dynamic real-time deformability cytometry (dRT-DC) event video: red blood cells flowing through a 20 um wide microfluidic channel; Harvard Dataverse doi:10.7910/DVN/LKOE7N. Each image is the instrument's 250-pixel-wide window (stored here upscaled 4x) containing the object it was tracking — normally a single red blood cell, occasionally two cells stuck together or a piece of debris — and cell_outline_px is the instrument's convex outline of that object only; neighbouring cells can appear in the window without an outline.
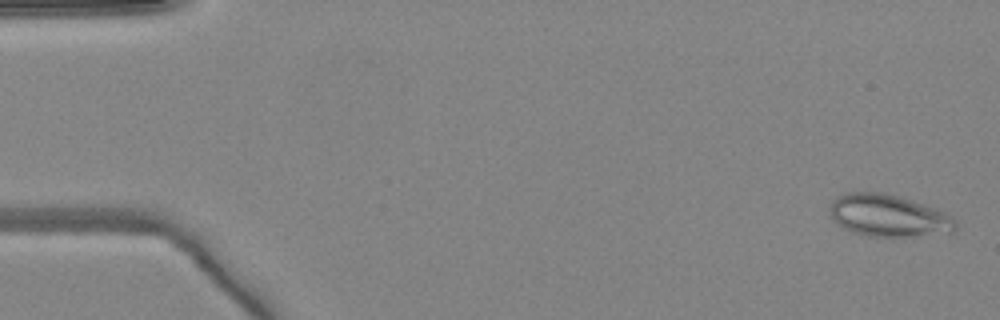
{"species": "common noctule bat (a hibernating species)", "species_latin": "Nyctalus noctula", "temperature_condition": "warm", "stored_images_in_passage": 47, "camera_frame_rate_fps": 3000, "um_per_image_px": 0.085, "animal": {"sex": "female", "body_mass_g": 24.6, "forearm_length_mm": 56.2}, "frame": {"image": 1, "passage_image": 2, "time_ms": 0.333, "image_size_px": [1000, 320], "cell_outline_px": [[956, 232], [920, 236], [868, 236], [852, 232], [844, 228], [832, 216], [828, 208], [832, 200], [836, 196], [844, 192], [884, 192], [904, 196], [936, 208], [944, 212], [956, 220]], "centroid_in_image_um": [75.55, 18.31], "position_along_channel_um": 9.5, "area_um2": 31.33}}
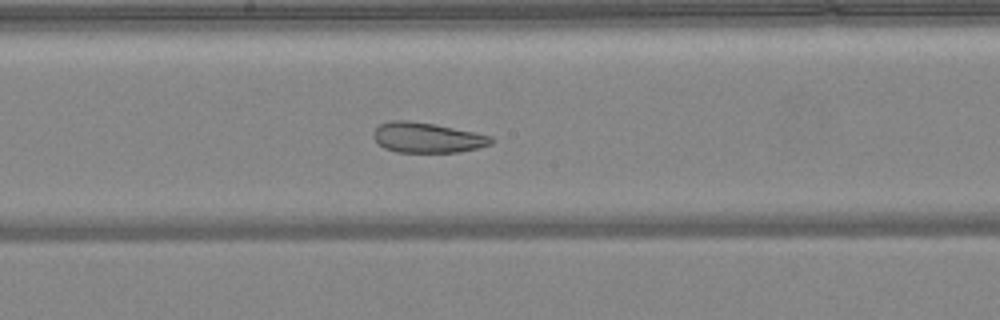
{"frame": {"image": 2, "passage_image": 27, "time_ms": 8.667, "image_size_px": [1000, 320], "cell_outline_px": [[496, 140], [492, 144], [460, 152], [396, 152], [384, 148], [372, 136], [372, 132], [380, 124], [388, 120], [408, 120], [432, 124], [476, 132], [492, 136]], "centroid_in_image_um": [36.32, 11.69], "position_along_channel_um": 211.9, "area_um2": 20.81}}
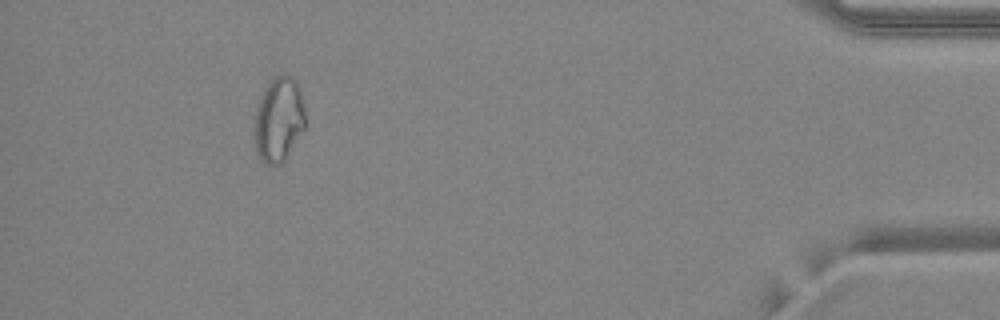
{"frame": {"image": 3, "passage_image": 43, "time_ms": 14.0, "image_size_px": [1000, 320], "cell_outline_px": [[304, 128], [284, 160], [280, 164], [264, 164], [256, 152], [252, 136], [252, 124], [256, 108], [264, 88], [268, 80], [284, 72], [292, 76], [296, 80], [300, 88], [304, 104]], "centroid_in_image_um": [23.64, 10.12], "position_along_channel_um": 411.6, "area_um2": 25.78}, "authors_computed_cell_mechanics": {"area_um2": 26.2412, "velocity_mm_per_s": 4.1226, "shape_relaxation_time_tau1_ms": null, "shape_relaxation_time_tau2_ms": 2.5499, "deformation_change_tau1": null, "deformation_change_tau2": 0.0865}}